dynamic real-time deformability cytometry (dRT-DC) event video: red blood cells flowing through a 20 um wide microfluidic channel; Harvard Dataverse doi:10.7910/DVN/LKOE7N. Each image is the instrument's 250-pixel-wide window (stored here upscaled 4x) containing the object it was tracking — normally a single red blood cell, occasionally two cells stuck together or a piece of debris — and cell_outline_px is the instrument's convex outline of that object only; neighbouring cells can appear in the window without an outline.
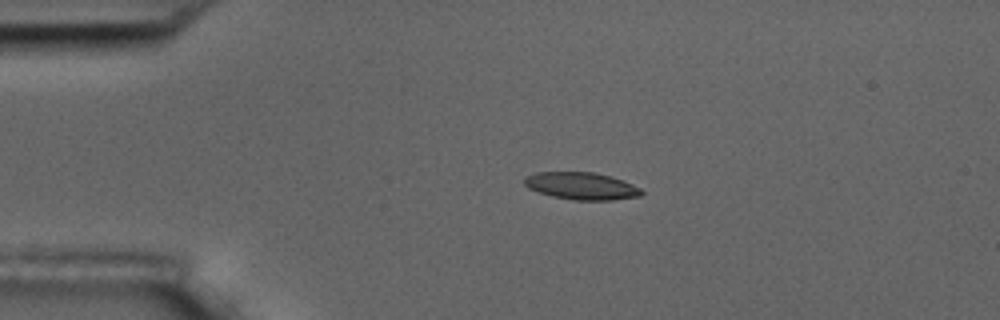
{"species": "common noctule bat (a hibernating species)", "species_latin": "Nyctalus noctula", "temperature_condition": "room temperature", "stored_images_in_passage": 2, "camera_frame_rate_fps": 3000, "um_per_image_px": 0.085, "animal": {"sex": "male", "body_mass_g": 17.5, "forearm_length_mm": 52.3}, "frame": {"image": 1, "passage_image": 1, "time_ms": 0.0, "image_size_px": [1000, 320], "cell_outline_px": [[644, 192], [640, 196], [612, 200], [576, 200], [552, 196], [528, 188], [524, 184], [524, 176], [536, 172], [596, 172], [624, 180], [640, 188]], "centroid_in_image_um": [49.43, 15.8], "position_along_channel_um": 35.6, "area_um2": 18.67}}